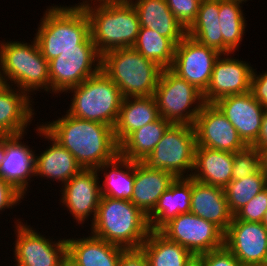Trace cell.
I'll list each match as a JSON object with an SVG mask.
<instances>
[{"label": "cell", "mask_w": 267, "mask_h": 266, "mask_svg": "<svg viewBox=\"0 0 267 266\" xmlns=\"http://www.w3.org/2000/svg\"><path fill=\"white\" fill-rule=\"evenodd\" d=\"M220 55L217 50L186 34L175 46L170 69L203 93L210 82L214 63Z\"/></svg>", "instance_id": "13"}, {"label": "cell", "mask_w": 267, "mask_h": 266, "mask_svg": "<svg viewBox=\"0 0 267 266\" xmlns=\"http://www.w3.org/2000/svg\"><path fill=\"white\" fill-rule=\"evenodd\" d=\"M159 232L168 240L185 247L193 256L224 246L225 233L214 223L191 212L171 219Z\"/></svg>", "instance_id": "10"}, {"label": "cell", "mask_w": 267, "mask_h": 266, "mask_svg": "<svg viewBox=\"0 0 267 266\" xmlns=\"http://www.w3.org/2000/svg\"><path fill=\"white\" fill-rule=\"evenodd\" d=\"M190 212L214 223L224 233L233 218L227 205L224 189L198 182L193 178Z\"/></svg>", "instance_id": "22"}, {"label": "cell", "mask_w": 267, "mask_h": 266, "mask_svg": "<svg viewBox=\"0 0 267 266\" xmlns=\"http://www.w3.org/2000/svg\"><path fill=\"white\" fill-rule=\"evenodd\" d=\"M101 70L97 49H69L49 61L50 93H67Z\"/></svg>", "instance_id": "11"}, {"label": "cell", "mask_w": 267, "mask_h": 266, "mask_svg": "<svg viewBox=\"0 0 267 266\" xmlns=\"http://www.w3.org/2000/svg\"><path fill=\"white\" fill-rule=\"evenodd\" d=\"M7 86L4 74L2 73L1 66H0V91Z\"/></svg>", "instance_id": "48"}, {"label": "cell", "mask_w": 267, "mask_h": 266, "mask_svg": "<svg viewBox=\"0 0 267 266\" xmlns=\"http://www.w3.org/2000/svg\"><path fill=\"white\" fill-rule=\"evenodd\" d=\"M91 234L124 249L140 248L149 235L147 215L130 200L102 196Z\"/></svg>", "instance_id": "4"}, {"label": "cell", "mask_w": 267, "mask_h": 266, "mask_svg": "<svg viewBox=\"0 0 267 266\" xmlns=\"http://www.w3.org/2000/svg\"><path fill=\"white\" fill-rule=\"evenodd\" d=\"M19 220L15 223L14 266H60L67 255L66 238L57 241L50 237L46 239Z\"/></svg>", "instance_id": "12"}, {"label": "cell", "mask_w": 267, "mask_h": 266, "mask_svg": "<svg viewBox=\"0 0 267 266\" xmlns=\"http://www.w3.org/2000/svg\"><path fill=\"white\" fill-rule=\"evenodd\" d=\"M98 176L96 169H81L60 190V203L65 205L78 224H84L91 215V224L94 222L102 197Z\"/></svg>", "instance_id": "16"}, {"label": "cell", "mask_w": 267, "mask_h": 266, "mask_svg": "<svg viewBox=\"0 0 267 266\" xmlns=\"http://www.w3.org/2000/svg\"><path fill=\"white\" fill-rule=\"evenodd\" d=\"M40 21L34 39L48 62L69 49H96L89 18L80 5L51 6Z\"/></svg>", "instance_id": "3"}, {"label": "cell", "mask_w": 267, "mask_h": 266, "mask_svg": "<svg viewBox=\"0 0 267 266\" xmlns=\"http://www.w3.org/2000/svg\"><path fill=\"white\" fill-rule=\"evenodd\" d=\"M263 225L267 228V211L264 214V218L262 220Z\"/></svg>", "instance_id": "49"}, {"label": "cell", "mask_w": 267, "mask_h": 266, "mask_svg": "<svg viewBox=\"0 0 267 266\" xmlns=\"http://www.w3.org/2000/svg\"><path fill=\"white\" fill-rule=\"evenodd\" d=\"M228 56L221 54L214 63L210 82L202 93L207 104H213L226 96L250 92L253 72L251 64Z\"/></svg>", "instance_id": "17"}, {"label": "cell", "mask_w": 267, "mask_h": 266, "mask_svg": "<svg viewBox=\"0 0 267 266\" xmlns=\"http://www.w3.org/2000/svg\"><path fill=\"white\" fill-rule=\"evenodd\" d=\"M92 1L83 0L78 4L89 18L90 35L99 54L102 56L111 50L132 47L140 28L132 3L129 0Z\"/></svg>", "instance_id": "2"}, {"label": "cell", "mask_w": 267, "mask_h": 266, "mask_svg": "<svg viewBox=\"0 0 267 266\" xmlns=\"http://www.w3.org/2000/svg\"><path fill=\"white\" fill-rule=\"evenodd\" d=\"M257 71L253 68L251 76L250 92L253 97L267 110V71L256 74Z\"/></svg>", "instance_id": "41"}, {"label": "cell", "mask_w": 267, "mask_h": 266, "mask_svg": "<svg viewBox=\"0 0 267 266\" xmlns=\"http://www.w3.org/2000/svg\"><path fill=\"white\" fill-rule=\"evenodd\" d=\"M261 170L260 154L253 146L234 153L232 180H239Z\"/></svg>", "instance_id": "36"}, {"label": "cell", "mask_w": 267, "mask_h": 266, "mask_svg": "<svg viewBox=\"0 0 267 266\" xmlns=\"http://www.w3.org/2000/svg\"><path fill=\"white\" fill-rule=\"evenodd\" d=\"M60 266H79L68 254L63 258Z\"/></svg>", "instance_id": "47"}, {"label": "cell", "mask_w": 267, "mask_h": 266, "mask_svg": "<svg viewBox=\"0 0 267 266\" xmlns=\"http://www.w3.org/2000/svg\"><path fill=\"white\" fill-rule=\"evenodd\" d=\"M96 170L98 173L100 171L104 173L105 179L103 184H100L102 196L131 200L134 190L135 161L118 154L113 160L103 163Z\"/></svg>", "instance_id": "29"}, {"label": "cell", "mask_w": 267, "mask_h": 266, "mask_svg": "<svg viewBox=\"0 0 267 266\" xmlns=\"http://www.w3.org/2000/svg\"><path fill=\"white\" fill-rule=\"evenodd\" d=\"M135 8L140 27L158 32L177 45L186 35L185 28L177 21L166 0H129Z\"/></svg>", "instance_id": "26"}, {"label": "cell", "mask_w": 267, "mask_h": 266, "mask_svg": "<svg viewBox=\"0 0 267 266\" xmlns=\"http://www.w3.org/2000/svg\"><path fill=\"white\" fill-rule=\"evenodd\" d=\"M118 266H149L147 257L141 248L125 249L120 256Z\"/></svg>", "instance_id": "42"}, {"label": "cell", "mask_w": 267, "mask_h": 266, "mask_svg": "<svg viewBox=\"0 0 267 266\" xmlns=\"http://www.w3.org/2000/svg\"><path fill=\"white\" fill-rule=\"evenodd\" d=\"M10 137L8 134H0V165L4 159L5 149H6V140Z\"/></svg>", "instance_id": "45"}, {"label": "cell", "mask_w": 267, "mask_h": 266, "mask_svg": "<svg viewBox=\"0 0 267 266\" xmlns=\"http://www.w3.org/2000/svg\"><path fill=\"white\" fill-rule=\"evenodd\" d=\"M192 178L177 177L159 197L153 211L147 216L151 231H159L171 219L189 213L191 208Z\"/></svg>", "instance_id": "24"}, {"label": "cell", "mask_w": 267, "mask_h": 266, "mask_svg": "<svg viewBox=\"0 0 267 266\" xmlns=\"http://www.w3.org/2000/svg\"><path fill=\"white\" fill-rule=\"evenodd\" d=\"M172 125L160 117L132 132L120 145L119 154L135 162H143Z\"/></svg>", "instance_id": "30"}, {"label": "cell", "mask_w": 267, "mask_h": 266, "mask_svg": "<svg viewBox=\"0 0 267 266\" xmlns=\"http://www.w3.org/2000/svg\"><path fill=\"white\" fill-rule=\"evenodd\" d=\"M196 146L193 126L172 124L143 163L150 168L168 171L176 178L190 177Z\"/></svg>", "instance_id": "9"}, {"label": "cell", "mask_w": 267, "mask_h": 266, "mask_svg": "<svg viewBox=\"0 0 267 266\" xmlns=\"http://www.w3.org/2000/svg\"><path fill=\"white\" fill-rule=\"evenodd\" d=\"M68 91L73 93L69 115L115 127L123 96L102 70Z\"/></svg>", "instance_id": "7"}, {"label": "cell", "mask_w": 267, "mask_h": 266, "mask_svg": "<svg viewBox=\"0 0 267 266\" xmlns=\"http://www.w3.org/2000/svg\"><path fill=\"white\" fill-rule=\"evenodd\" d=\"M175 178L168 171L150 168L143 162H135L134 190L130 201L148 216Z\"/></svg>", "instance_id": "23"}, {"label": "cell", "mask_w": 267, "mask_h": 266, "mask_svg": "<svg viewBox=\"0 0 267 266\" xmlns=\"http://www.w3.org/2000/svg\"><path fill=\"white\" fill-rule=\"evenodd\" d=\"M252 146L258 151L267 147V110L264 111L260 134Z\"/></svg>", "instance_id": "43"}, {"label": "cell", "mask_w": 267, "mask_h": 266, "mask_svg": "<svg viewBox=\"0 0 267 266\" xmlns=\"http://www.w3.org/2000/svg\"><path fill=\"white\" fill-rule=\"evenodd\" d=\"M185 266H203L200 256H193Z\"/></svg>", "instance_id": "46"}, {"label": "cell", "mask_w": 267, "mask_h": 266, "mask_svg": "<svg viewBox=\"0 0 267 266\" xmlns=\"http://www.w3.org/2000/svg\"><path fill=\"white\" fill-rule=\"evenodd\" d=\"M67 254L79 266H118L124 248L93 236L69 238Z\"/></svg>", "instance_id": "27"}, {"label": "cell", "mask_w": 267, "mask_h": 266, "mask_svg": "<svg viewBox=\"0 0 267 266\" xmlns=\"http://www.w3.org/2000/svg\"><path fill=\"white\" fill-rule=\"evenodd\" d=\"M41 126L75 157L82 169H97L119 154L114 128L106 124L79 119L66 112Z\"/></svg>", "instance_id": "1"}, {"label": "cell", "mask_w": 267, "mask_h": 266, "mask_svg": "<svg viewBox=\"0 0 267 266\" xmlns=\"http://www.w3.org/2000/svg\"><path fill=\"white\" fill-rule=\"evenodd\" d=\"M23 136L25 134L13 135L6 140L5 155L0 165V177L24 196L30 187L28 184L31 182L30 178L35 176V151L20 141Z\"/></svg>", "instance_id": "19"}, {"label": "cell", "mask_w": 267, "mask_h": 266, "mask_svg": "<svg viewBox=\"0 0 267 266\" xmlns=\"http://www.w3.org/2000/svg\"><path fill=\"white\" fill-rule=\"evenodd\" d=\"M160 118L154 96L123 98L117 123L115 139L120 145L132 132Z\"/></svg>", "instance_id": "28"}, {"label": "cell", "mask_w": 267, "mask_h": 266, "mask_svg": "<svg viewBox=\"0 0 267 266\" xmlns=\"http://www.w3.org/2000/svg\"><path fill=\"white\" fill-rule=\"evenodd\" d=\"M32 97L11 85L0 91V134L13 136L26 133L35 115Z\"/></svg>", "instance_id": "21"}, {"label": "cell", "mask_w": 267, "mask_h": 266, "mask_svg": "<svg viewBox=\"0 0 267 266\" xmlns=\"http://www.w3.org/2000/svg\"><path fill=\"white\" fill-rule=\"evenodd\" d=\"M267 187V177L260 170L239 180H231L223 189L229 211L234 215Z\"/></svg>", "instance_id": "35"}, {"label": "cell", "mask_w": 267, "mask_h": 266, "mask_svg": "<svg viewBox=\"0 0 267 266\" xmlns=\"http://www.w3.org/2000/svg\"><path fill=\"white\" fill-rule=\"evenodd\" d=\"M0 66L7 85L16 84L28 96L36 90L50 92L49 62L34 38L31 44L0 41Z\"/></svg>", "instance_id": "6"}, {"label": "cell", "mask_w": 267, "mask_h": 266, "mask_svg": "<svg viewBox=\"0 0 267 266\" xmlns=\"http://www.w3.org/2000/svg\"><path fill=\"white\" fill-rule=\"evenodd\" d=\"M101 70L119 87L123 98L154 96L162 68L133 47L101 56Z\"/></svg>", "instance_id": "5"}, {"label": "cell", "mask_w": 267, "mask_h": 266, "mask_svg": "<svg viewBox=\"0 0 267 266\" xmlns=\"http://www.w3.org/2000/svg\"><path fill=\"white\" fill-rule=\"evenodd\" d=\"M175 46L169 38L161 36L158 32L140 27L132 47L146 59L155 62L162 69H167L173 64Z\"/></svg>", "instance_id": "34"}, {"label": "cell", "mask_w": 267, "mask_h": 266, "mask_svg": "<svg viewBox=\"0 0 267 266\" xmlns=\"http://www.w3.org/2000/svg\"><path fill=\"white\" fill-rule=\"evenodd\" d=\"M203 266H244L224 245L200 255Z\"/></svg>", "instance_id": "39"}, {"label": "cell", "mask_w": 267, "mask_h": 266, "mask_svg": "<svg viewBox=\"0 0 267 266\" xmlns=\"http://www.w3.org/2000/svg\"><path fill=\"white\" fill-rule=\"evenodd\" d=\"M261 171L267 177V147L259 150Z\"/></svg>", "instance_id": "44"}, {"label": "cell", "mask_w": 267, "mask_h": 266, "mask_svg": "<svg viewBox=\"0 0 267 266\" xmlns=\"http://www.w3.org/2000/svg\"><path fill=\"white\" fill-rule=\"evenodd\" d=\"M242 0H219V24L223 37V54H233L239 49L246 29ZM233 52V53H232Z\"/></svg>", "instance_id": "33"}, {"label": "cell", "mask_w": 267, "mask_h": 266, "mask_svg": "<svg viewBox=\"0 0 267 266\" xmlns=\"http://www.w3.org/2000/svg\"><path fill=\"white\" fill-rule=\"evenodd\" d=\"M140 248L149 266H185L193 257L185 247L168 240L159 231H150Z\"/></svg>", "instance_id": "32"}, {"label": "cell", "mask_w": 267, "mask_h": 266, "mask_svg": "<svg viewBox=\"0 0 267 266\" xmlns=\"http://www.w3.org/2000/svg\"><path fill=\"white\" fill-rule=\"evenodd\" d=\"M234 153L196 146L191 178L224 188L232 180Z\"/></svg>", "instance_id": "25"}, {"label": "cell", "mask_w": 267, "mask_h": 266, "mask_svg": "<svg viewBox=\"0 0 267 266\" xmlns=\"http://www.w3.org/2000/svg\"><path fill=\"white\" fill-rule=\"evenodd\" d=\"M40 137L45 136L51 145L41 154H35V176L66 184L82 167L75 157L57 141H55L39 124L36 127Z\"/></svg>", "instance_id": "20"}, {"label": "cell", "mask_w": 267, "mask_h": 266, "mask_svg": "<svg viewBox=\"0 0 267 266\" xmlns=\"http://www.w3.org/2000/svg\"><path fill=\"white\" fill-rule=\"evenodd\" d=\"M213 104L227 117L247 146L256 142L265 109L251 92L226 96Z\"/></svg>", "instance_id": "18"}, {"label": "cell", "mask_w": 267, "mask_h": 266, "mask_svg": "<svg viewBox=\"0 0 267 266\" xmlns=\"http://www.w3.org/2000/svg\"><path fill=\"white\" fill-rule=\"evenodd\" d=\"M267 211V187L260 191L245 206L240 208L232 220H243L246 222H262Z\"/></svg>", "instance_id": "37"}, {"label": "cell", "mask_w": 267, "mask_h": 266, "mask_svg": "<svg viewBox=\"0 0 267 266\" xmlns=\"http://www.w3.org/2000/svg\"><path fill=\"white\" fill-rule=\"evenodd\" d=\"M197 146L235 153L247 145L214 104L205 103L193 124Z\"/></svg>", "instance_id": "14"}, {"label": "cell", "mask_w": 267, "mask_h": 266, "mask_svg": "<svg viewBox=\"0 0 267 266\" xmlns=\"http://www.w3.org/2000/svg\"><path fill=\"white\" fill-rule=\"evenodd\" d=\"M23 196L11 184L0 177V211L19 205Z\"/></svg>", "instance_id": "40"}, {"label": "cell", "mask_w": 267, "mask_h": 266, "mask_svg": "<svg viewBox=\"0 0 267 266\" xmlns=\"http://www.w3.org/2000/svg\"><path fill=\"white\" fill-rule=\"evenodd\" d=\"M224 245L244 266H267V228L262 222L232 220Z\"/></svg>", "instance_id": "15"}, {"label": "cell", "mask_w": 267, "mask_h": 266, "mask_svg": "<svg viewBox=\"0 0 267 266\" xmlns=\"http://www.w3.org/2000/svg\"><path fill=\"white\" fill-rule=\"evenodd\" d=\"M219 23V0L200 2L196 19L186 30V34L223 54V37Z\"/></svg>", "instance_id": "31"}, {"label": "cell", "mask_w": 267, "mask_h": 266, "mask_svg": "<svg viewBox=\"0 0 267 266\" xmlns=\"http://www.w3.org/2000/svg\"><path fill=\"white\" fill-rule=\"evenodd\" d=\"M177 21L187 30L195 21L199 10L198 0H166Z\"/></svg>", "instance_id": "38"}, {"label": "cell", "mask_w": 267, "mask_h": 266, "mask_svg": "<svg viewBox=\"0 0 267 266\" xmlns=\"http://www.w3.org/2000/svg\"><path fill=\"white\" fill-rule=\"evenodd\" d=\"M154 97L160 117L172 124L193 126L205 104L202 92L170 68L162 69Z\"/></svg>", "instance_id": "8"}]
</instances>
